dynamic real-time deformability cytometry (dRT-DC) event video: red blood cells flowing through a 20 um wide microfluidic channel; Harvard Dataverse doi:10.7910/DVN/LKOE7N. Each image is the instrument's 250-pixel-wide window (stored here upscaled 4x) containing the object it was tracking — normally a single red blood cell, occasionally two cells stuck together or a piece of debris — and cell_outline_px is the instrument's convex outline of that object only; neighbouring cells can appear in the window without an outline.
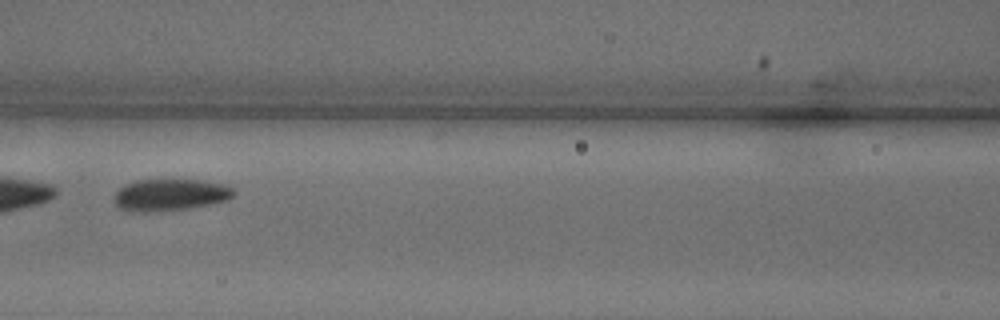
{"species": "common noctule bat (a hibernating species)", "species_latin": "Nyctalus noctula", "temperature_condition": "warm", "stored_images_in_passage": 30, "camera_frame_rate_fps": 3000, "um_per_image_px": 0.085, "animal": {"sex": "male", "body_mass_g": 18.8}, "frame": {"image": 1, "passage_image": 10, "time_ms": 3.0, "image_size_px": [1000, 320], "cell_outline_px": [[236, 192], [228, 200], [188, 208], [148, 212], [128, 212], [120, 208], [116, 204], [116, 192], [124, 184], [136, 180], [196, 180], [228, 184]], "centroid_in_image_um": [14.47, 16.56], "position_along_channel_um": 152.1, "area_um2": 22.08}}
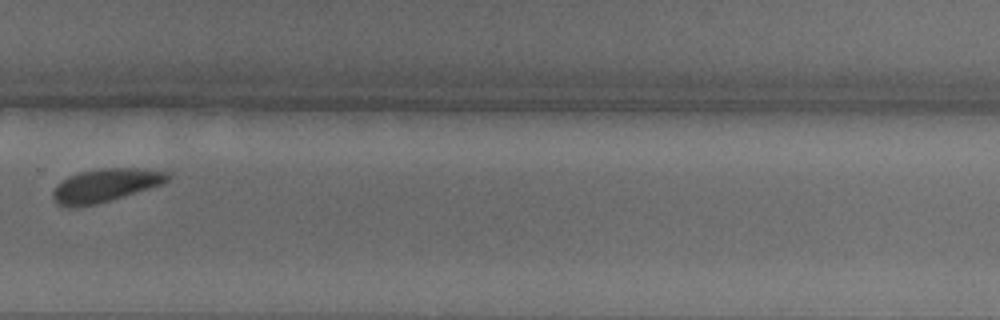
{"frame": {"image": 2, "passage_image": 20, "time_ms": 6.333, "image_size_px": [1000, 320], "cell_outline_px": [[172, 176], [164, 184], [96, 204], [76, 208], [68, 208], [56, 204], [52, 200], [52, 192], [68, 176], [80, 172], [100, 168], [144, 168], [172, 172]], "centroid_in_image_um": [8.99, 15.75], "position_along_channel_um": 320.8, "area_um2": 22.48}}
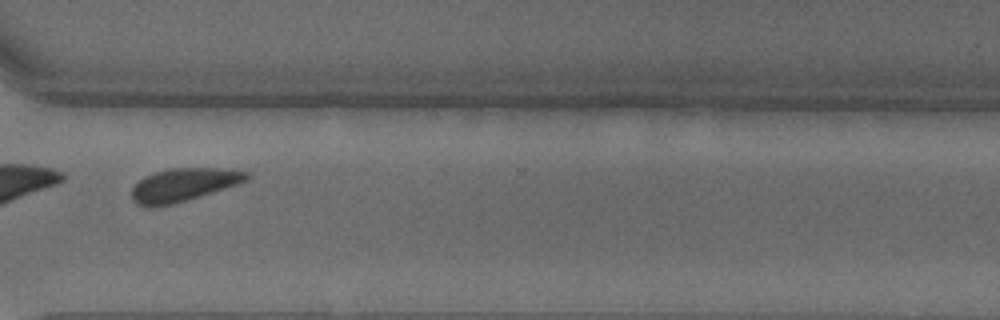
{"frame": {"image": 3, "passage_image": 22, "time_ms": 7.0, "image_size_px": [1000, 320], "cell_outline_px": [[252, 176], [248, 180], [240, 184], [200, 196], [172, 204], [152, 208], [148, 208], [136, 204], [132, 200], [132, 188], [144, 176], [156, 172], [172, 168], [216, 168], [248, 172]], "centroid_in_image_um": [15.6, 15.72], "position_along_channel_um": 355.0, "area_um2": 22.25}}